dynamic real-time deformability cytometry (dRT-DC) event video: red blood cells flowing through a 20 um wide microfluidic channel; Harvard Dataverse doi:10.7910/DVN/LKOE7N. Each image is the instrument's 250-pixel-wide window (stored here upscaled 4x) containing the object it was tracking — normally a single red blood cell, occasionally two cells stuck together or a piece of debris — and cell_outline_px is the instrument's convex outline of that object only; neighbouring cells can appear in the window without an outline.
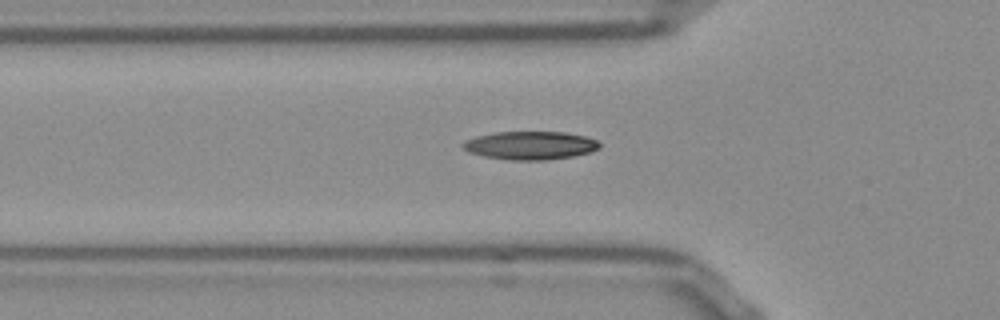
{"species": "Egyptian fruit bat (a non-hibernating species)", "species_latin": "Rousettus aegyptiacus", "temperature_condition": "room temperature", "stored_images_in_passage": 32, "camera_frame_rate_fps": 3000, "um_per_image_px": 0.085, "frame": {"image": 1, "passage_image": 2, "time_ms": 0.333, "image_size_px": [1000, 320], "cell_outline_px": [[600, 148], [592, 152], [572, 156], [548, 160], [508, 160], [484, 156], [468, 152], [460, 144], [464, 140], [476, 136], [496, 132], [564, 132], [584, 136], [596, 140], [600, 144]], "centroid_in_image_um": [45.05, 12.36], "position_along_channel_um": 80.7, "area_um2": 22.6}}
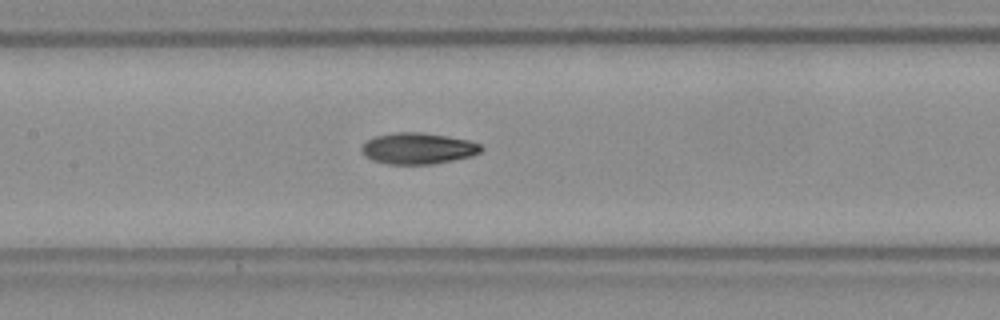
{"frame": {"image": 2, "passage_image": 9, "time_ms": 2.667, "image_size_px": [1000, 320], "cell_outline_px": [[484, 148], [480, 152], [472, 156], [432, 164], [388, 164], [372, 160], [364, 156], [360, 148], [368, 140], [376, 136], [396, 132], [420, 132], [448, 136], [468, 140], [480, 144]], "centroid_in_image_um": [35.53, 12.62], "position_along_channel_um": 171.9, "area_um2": 21.73}}
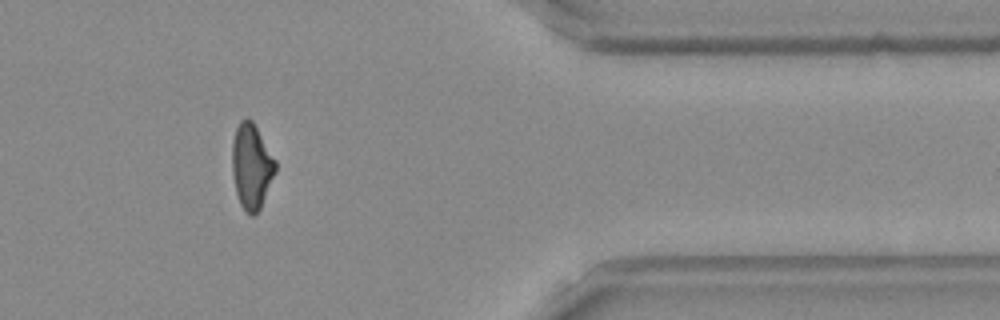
{"frame": {"image": 3, "passage_image": 28, "time_ms": 9.0, "image_size_px": [1000, 320], "cell_outline_px": [[276, 172], [260, 208], [252, 216], [248, 216], [240, 204], [236, 192], [232, 172], [232, 144], [236, 128], [240, 120], [252, 120], [276, 160]], "centroid_in_image_um": [21.38, 14.16], "position_along_channel_um": 390.0, "area_um2": 21.39}, "authors_computed_cell_mechanics": {"area_um2": 21.4727, "velocity_mm_per_s": 3.8534, "shape_relaxation_time_tau1_ms": 7.7651, "shape_relaxation_time_tau2_ms": 3.3487, "deformation_change_tau1": 0.2123, "deformation_change_tau2": 0.0922}}